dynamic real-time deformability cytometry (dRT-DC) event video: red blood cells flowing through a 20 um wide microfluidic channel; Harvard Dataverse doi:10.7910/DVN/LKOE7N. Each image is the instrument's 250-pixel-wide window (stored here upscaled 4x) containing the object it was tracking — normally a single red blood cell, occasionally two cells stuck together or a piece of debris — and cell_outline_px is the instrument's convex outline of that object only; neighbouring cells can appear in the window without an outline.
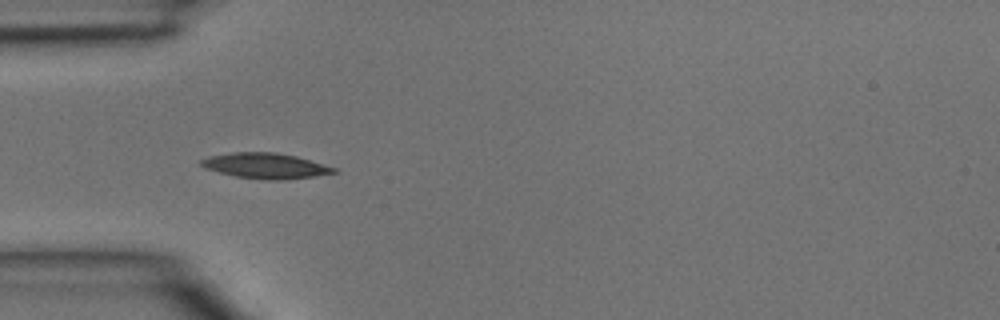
{"species": "common noctule bat (a hibernating species)", "species_latin": "Nyctalus noctula", "temperature_condition": "room temperature", "stored_images_in_passage": 4, "camera_frame_rate_fps": 3000, "um_per_image_px": 0.085, "animal": {"sex": "male", "body_mass_g": 15.6}, "frame": {"image": 1, "passage_image": 4, "time_ms": 1.0, "image_size_px": [1000, 320], "cell_outline_px": [[340, 172], [312, 176], [280, 180], [268, 180], [236, 176], [204, 168], [200, 164], [200, 160], [212, 156], [232, 152], [276, 152], [296, 156], [336, 168]], "centroid_in_image_um": [22.58, 14.08], "position_along_channel_um": 62.4, "area_um2": 19.42}}